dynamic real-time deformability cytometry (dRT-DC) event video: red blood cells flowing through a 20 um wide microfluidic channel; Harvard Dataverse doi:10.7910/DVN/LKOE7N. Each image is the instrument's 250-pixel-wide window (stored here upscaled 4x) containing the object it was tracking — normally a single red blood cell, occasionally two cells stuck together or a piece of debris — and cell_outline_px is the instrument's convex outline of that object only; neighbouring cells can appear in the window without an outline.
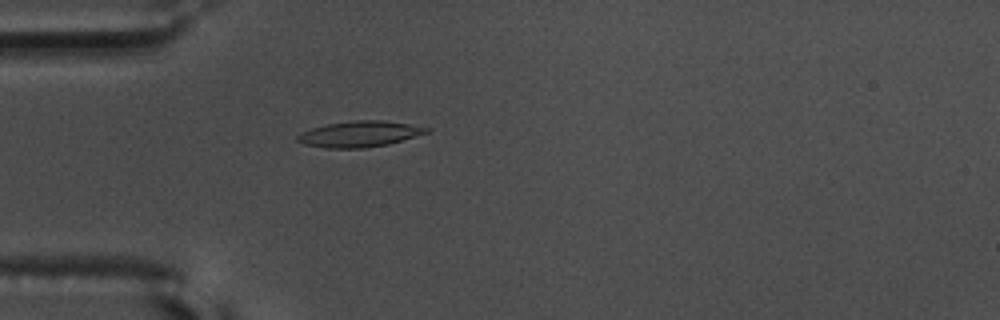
{"species": "common noctule bat (a hibernating species)", "species_latin": "Nyctalus noctula", "temperature_condition": "warm", "stored_images_in_passage": 57, "camera_frame_rate_fps": 3000, "um_per_image_px": 0.085, "animal": {"sex": "male", "body_mass_g": 17.5, "forearm_length_mm": 52.3}, "frame": {"image": 1, "passage_image": 17, "time_ms": 5.333, "image_size_px": [1000, 320], "cell_outline_px": [[432, 128], [428, 132], [388, 144], [364, 148], [328, 148], [304, 144], [296, 140], [296, 136], [312, 128], [328, 124], [356, 120], [380, 120], [408, 124]], "centroid_in_image_um": [30.56, 11.39], "position_along_channel_um": 54.4, "area_um2": 19.13}}
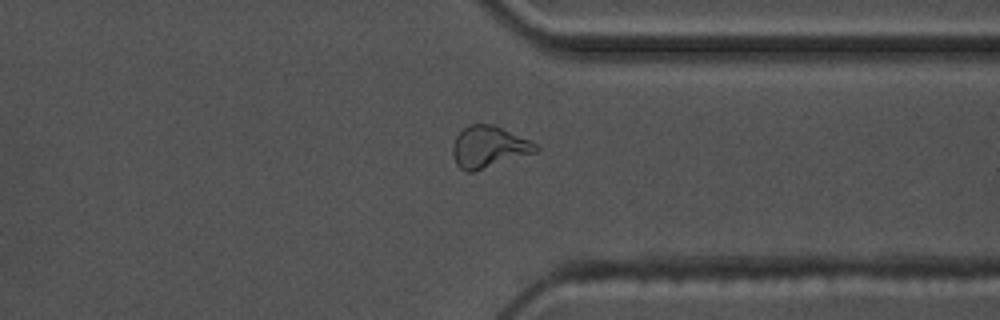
{"frame": {"image": 2, "passage_image": 44, "time_ms": 14.333, "image_size_px": [1000, 320], "cell_outline_px": [[540, 148], [536, 152], [472, 172], [464, 172], [456, 164], [452, 156], [452, 144], [456, 136], [468, 124], [496, 124], [532, 140]], "centroid_in_image_um": [41.54, 12.47], "position_along_channel_um": 369.9, "area_um2": 20.46}}
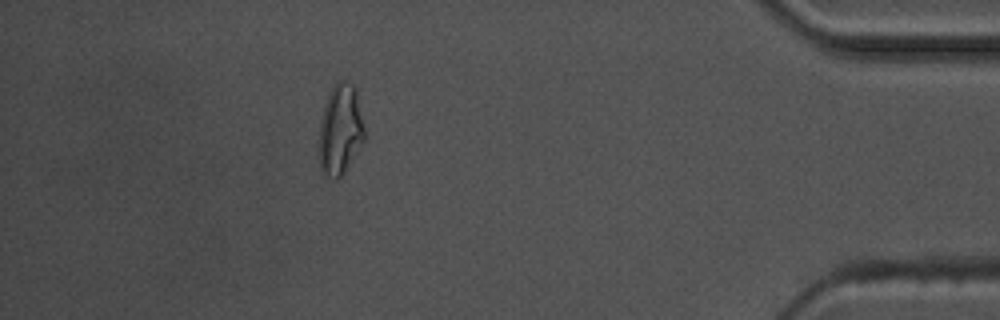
{"frame": {"image": 3, "passage_image": 51, "time_ms": 16.667, "image_size_px": [1000, 320], "cell_outline_px": [[364, 140], [340, 176], [336, 180], [324, 176], [320, 172], [316, 152], [316, 144], [320, 120], [324, 104], [328, 92], [332, 84], [336, 80], [344, 80], [352, 84], [356, 88], [364, 128]], "centroid_in_image_um": [28.84, 11.01], "position_along_channel_um": 406.4, "area_um2": 24.8}, "authors_computed_cell_mechanics": {"area_um2": 18.0914, "velocity_mm_per_s": 3.6029, "shape_relaxation_time_tau1_ms": 7.748, "shape_relaxation_time_tau2_ms": 2.5225, "deformation_change_tau1": 0.2125, "deformation_change_tau2": 0.0819}}